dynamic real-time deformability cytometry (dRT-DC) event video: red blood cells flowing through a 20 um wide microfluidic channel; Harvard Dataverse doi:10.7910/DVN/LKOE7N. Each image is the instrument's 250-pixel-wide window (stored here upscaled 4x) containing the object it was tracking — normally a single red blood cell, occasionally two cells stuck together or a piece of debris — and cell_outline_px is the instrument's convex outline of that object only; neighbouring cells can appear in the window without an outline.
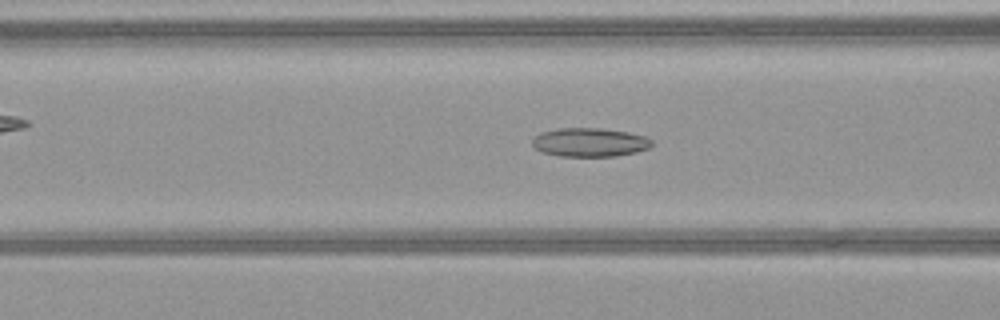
{"species": "common noctule bat (a hibernating species)", "species_latin": "Nyctalus noctula", "temperature_condition": "warm", "stored_images_in_passage": 50, "camera_frame_rate_fps": 3000, "um_per_image_px": 0.085, "animal": {"sex": "female", "body_mass_g": 21.9}, "frame": {"image": 1, "passage_image": 21, "time_ms": 6.667, "image_size_px": [1000, 320], "cell_outline_px": [[652, 144], [648, 148], [636, 152], [616, 156], [560, 156], [540, 152], [532, 144], [532, 140], [540, 132], [556, 128], [600, 128], [628, 132], [644, 136], [652, 140]], "centroid_in_image_um": [50.1, 12.09], "position_along_channel_um": 116.5, "area_um2": 20.06}}
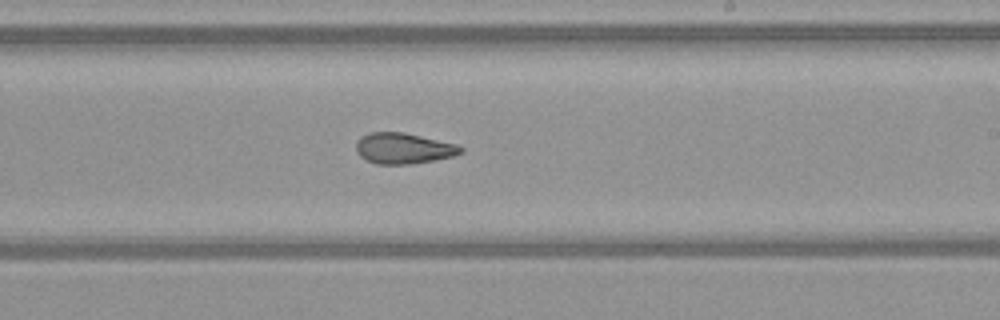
{"frame": {"image": 2, "passage_image": 31, "time_ms": 10.0, "image_size_px": [1000, 320], "cell_outline_px": [[464, 152], [452, 156], [432, 160], [408, 164], [376, 164], [364, 160], [356, 152], [356, 140], [360, 136], [368, 132], [404, 132], [456, 144], [464, 148]], "centroid_in_image_um": [34.24, 12.6], "position_along_channel_um": 254.8, "area_um2": 18.9}}
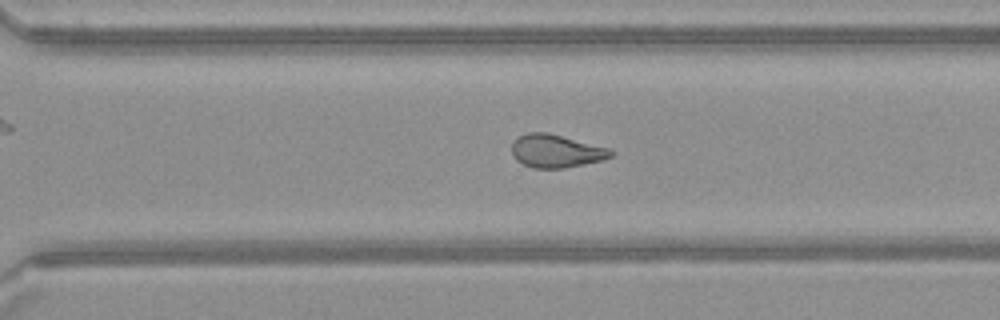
{"frame": {"image": 3, "passage_image": 36, "time_ms": 11.667, "image_size_px": [1000, 320], "cell_outline_px": [[616, 152], [612, 156], [604, 160], [564, 168], [532, 168], [516, 160], [512, 156], [512, 144], [520, 136], [528, 132], [544, 132], [612, 148]], "centroid_in_image_um": [47.31, 12.85], "position_along_channel_um": 323.3, "area_um2": 19.13}, "authors_computed_cell_mechanics": {"area_um2": 21.0681, "velocity_mm_per_s": 4.1337, "shape_relaxation_time_tau1_ms": null, "shape_relaxation_time_tau2_ms": 2.3624, "deformation_change_tau1": null, "deformation_change_tau2": 0.1027}}